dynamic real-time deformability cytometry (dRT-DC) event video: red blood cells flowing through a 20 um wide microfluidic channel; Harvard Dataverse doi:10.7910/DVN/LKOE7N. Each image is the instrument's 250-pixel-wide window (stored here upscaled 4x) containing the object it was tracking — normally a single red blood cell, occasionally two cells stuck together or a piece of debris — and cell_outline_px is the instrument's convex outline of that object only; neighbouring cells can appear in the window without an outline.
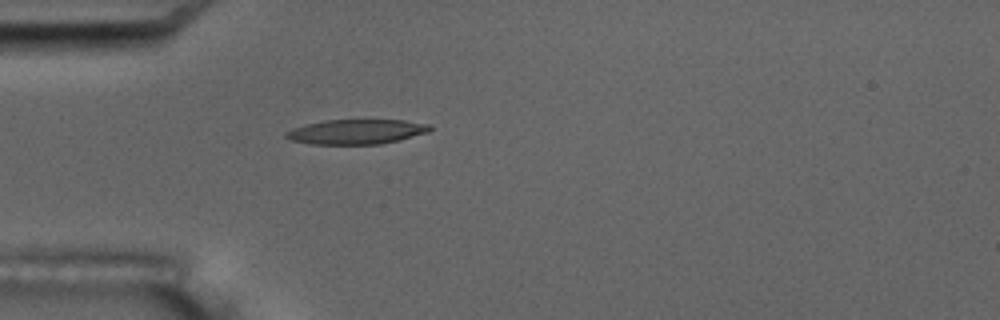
{"species": "common noctule bat (a hibernating species)", "species_latin": "Nyctalus noctula", "temperature_condition": "room temperature", "stored_images_in_passage": 5, "camera_frame_rate_fps": 3000, "um_per_image_px": 0.085, "animal": {"sex": "male", "body_mass_g": 17.5, "forearm_length_mm": 52.3}, "frame": {"image": 1, "passage_image": 5, "time_ms": 4.333, "image_size_px": [1000, 320], "cell_outline_px": [[432, 128], [428, 132], [400, 140], [380, 144], [312, 144], [292, 140], [284, 136], [284, 132], [292, 128], [304, 124], [324, 120], [404, 120], [432, 124]], "centroid_in_image_um": [30.3, 11.19], "position_along_channel_um": 54.7, "area_um2": 20.92}}